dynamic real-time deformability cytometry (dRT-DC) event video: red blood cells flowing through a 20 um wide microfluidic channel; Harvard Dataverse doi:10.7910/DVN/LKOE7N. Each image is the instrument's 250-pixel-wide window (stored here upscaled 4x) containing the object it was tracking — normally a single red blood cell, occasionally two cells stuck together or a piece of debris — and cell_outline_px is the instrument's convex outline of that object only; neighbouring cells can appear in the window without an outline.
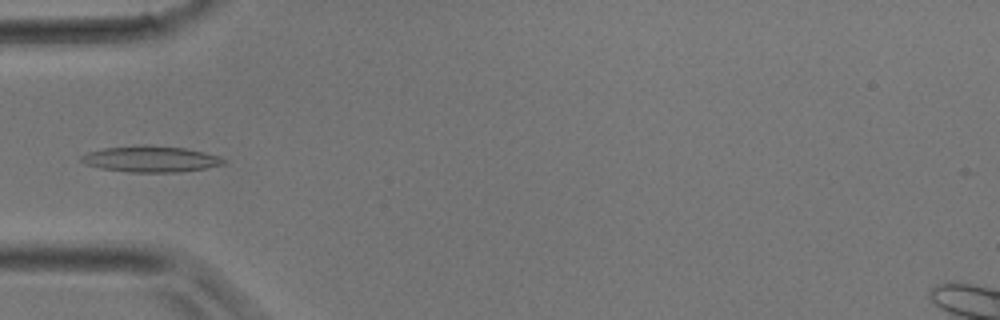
{"species": "common noctule bat (a hibernating species)", "species_latin": "Nyctalus noctula", "temperature_condition": "room temperature", "stored_images_in_passage": 28, "camera_frame_rate_fps": 3000, "um_per_image_px": 0.085, "animal": {"sex": "male", "body_mass_g": 17.9}, "frame": {"image": 1, "passage_image": 2, "time_ms": 0.333, "image_size_px": [1000, 320], "cell_outline_px": [[228, 160], [224, 164], [204, 168], [180, 172], [128, 172], [100, 168], [84, 164], [80, 160], [80, 156], [88, 152], [104, 148], [144, 144], [184, 148], [204, 152], [220, 156]], "centroid_in_image_um": [12.81, 13.51], "position_along_channel_um": 72.2, "area_um2": 21.79}}
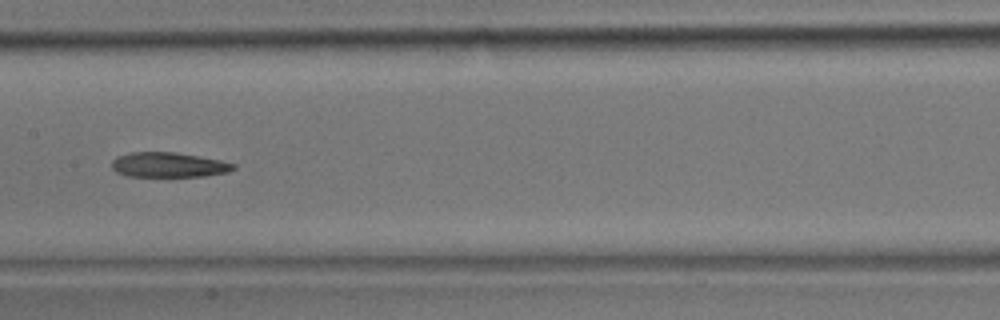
{"frame": {"image": 2, "passage_image": 9, "time_ms": 2.667, "image_size_px": [1000, 320], "cell_outline_px": [[236, 168], [228, 172], [204, 176], [128, 176], [116, 172], [112, 168], [112, 160], [116, 156], [132, 152], [172, 152], [200, 156], [220, 160], [236, 164]], "centroid_in_image_um": [14.33, 14.01], "position_along_channel_um": 193.1, "area_um2": 17.63}}
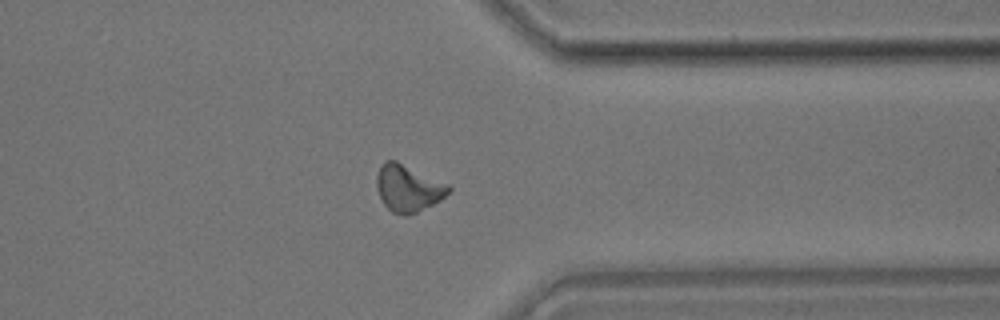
{"frame": {"image": 3, "passage_image": 20, "time_ms": 6.333, "image_size_px": [1000, 320], "cell_outline_px": [[452, 188], [440, 200], [408, 216], [404, 216], [392, 212], [384, 204], [380, 196], [376, 184], [376, 176], [380, 164], [384, 160], [396, 160], [448, 184]], "centroid_in_image_um": [34.66, 15.98], "position_along_channel_um": 376.7, "area_um2": 19.54}}